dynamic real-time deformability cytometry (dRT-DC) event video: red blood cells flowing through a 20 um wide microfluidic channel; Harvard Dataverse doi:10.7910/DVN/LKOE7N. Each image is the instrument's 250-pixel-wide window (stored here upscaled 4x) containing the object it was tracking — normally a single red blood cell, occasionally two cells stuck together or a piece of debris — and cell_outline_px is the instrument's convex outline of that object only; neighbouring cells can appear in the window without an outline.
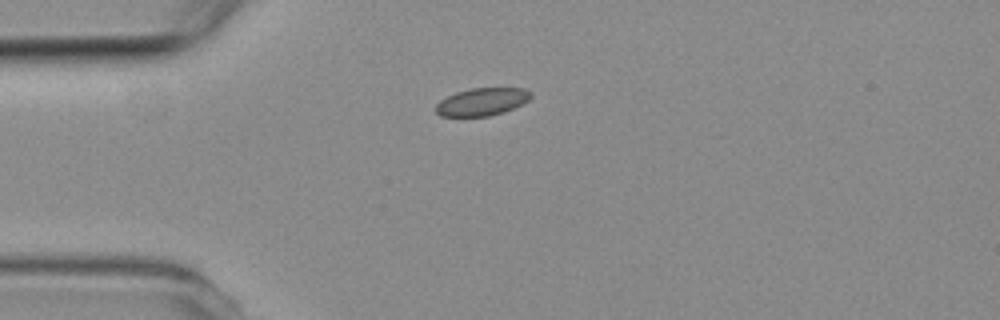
{"species": "common noctule bat (a hibernating species)", "species_latin": "Nyctalus noctula", "temperature_condition": "room temperature", "stored_images_in_passage": 2, "camera_frame_rate_fps": 3000, "um_per_image_px": 0.085, "animal": {"sex": "female", "body_mass_g": 19.3, "forearm_length_mm": 54.1}, "frame": {"image": 1, "passage_image": 1, "time_ms": 0.0, "image_size_px": [1000, 320], "cell_outline_px": [[532, 96], [528, 100], [504, 112], [488, 116], [440, 116], [436, 112], [436, 104], [440, 100], [456, 92], [472, 88], [524, 88], [532, 92]], "centroid_in_image_um": [40.97, 8.64], "position_along_channel_um": 44.0, "area_um2": 15.2}}
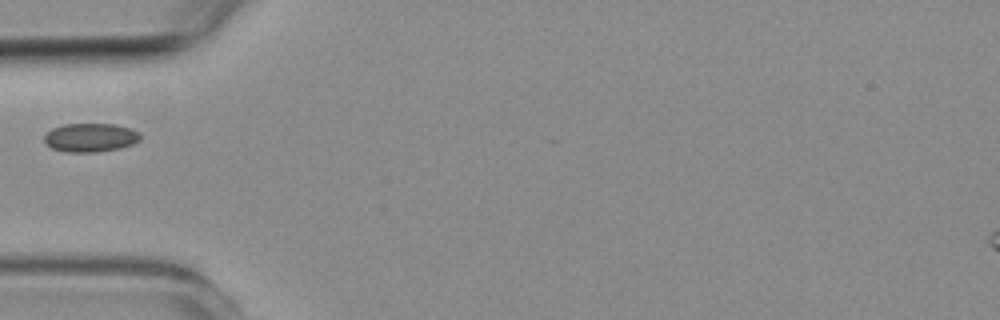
{"frame": {"image": 2, "passage_image": 2, "time_ms": 1.333, "image_size_px": [1000, 320], "cell_outline_px": [[140, 140], [132, 144], [120, 148], [96, 152], [64, 152], [52, 148], [44, 144], [44, 136], [52, 128], [64, 124], [116, 124], [132, 128], [140, 132]], "centroid_in_image_um": [7.69, 11.69], "position_along_channel_um": 77.3, "area_um2": 16.24}}